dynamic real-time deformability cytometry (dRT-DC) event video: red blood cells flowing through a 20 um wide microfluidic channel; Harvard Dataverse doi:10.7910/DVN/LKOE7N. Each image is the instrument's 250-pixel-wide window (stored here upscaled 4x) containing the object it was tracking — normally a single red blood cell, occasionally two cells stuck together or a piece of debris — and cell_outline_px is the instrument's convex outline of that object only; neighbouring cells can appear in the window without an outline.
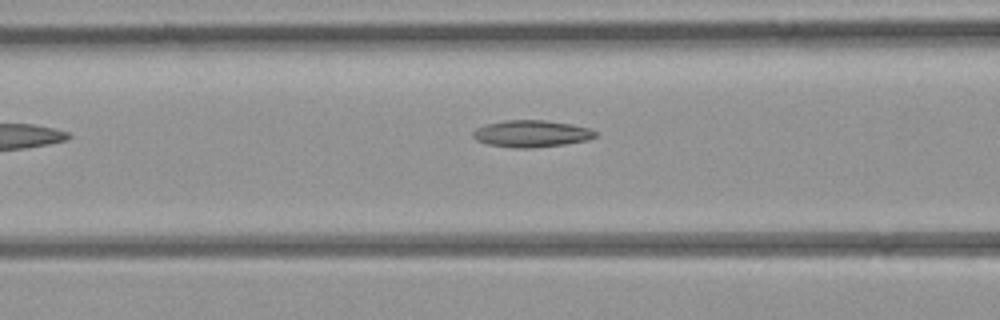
{"species": "common noctule bat (a hibernating species)", "species_latin": "Nyctalus noctula", "temperature_condition": "room temperature", "stored_images_in_passage": 5, "camera_frame_rate_fps": 3000, "um_per_image_px": 0.085, "animal": {"sex": "female", "body_mass_g": 21.9}, "frame": {"image": 1, "passage_image": 5, "time_ms": 5.333, "image_size_px": [1000, 320], "cell_outline_px": [[596, 136], [588, 140], [564, 144], [528, 148], [516, 148], [488, 144], [476, 140], [472, 136], [472, 132], [476, 128], [488, 124], [504, 120], [544, 120], [592, 128], [596, 132]], "centroid_in_image_um": [45.17, 11.36], "position_along_channel_um": 121.4, "area_um2": 19.02}}